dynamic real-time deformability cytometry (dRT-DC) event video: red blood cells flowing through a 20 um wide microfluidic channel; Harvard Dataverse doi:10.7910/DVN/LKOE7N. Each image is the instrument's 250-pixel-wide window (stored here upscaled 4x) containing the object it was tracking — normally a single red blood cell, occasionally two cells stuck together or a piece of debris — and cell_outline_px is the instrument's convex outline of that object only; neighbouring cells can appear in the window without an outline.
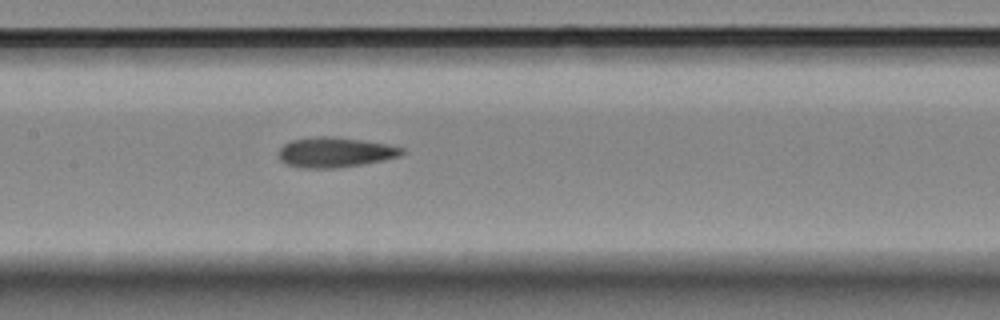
{"species": "Egyptian fruit bat (a non-hibernating species)", "species_latin": "Rousettus aegyptiacus", "temperature_condition": "room temperature", "stored_images_in_passage": 7, "camera_frame_rate_fps": 3000, "um_per_image_px": 0.085, "animal": {"sex": "female"}, "frame": {"image": 1, "passage_image": 7, "time_ms": 8.0, "image_size_px": [1000, 320], "cell_outline_px": [[408, 152], [400, 156], [384, 160], [340, 168], [300, 168], [284, 164], [280, 160], [280, 148], [284, 144], [292, 140], [316, 136], [328, 136], [360, 140], [384, 144], [404, 148]], "centroid_in_image_um": [28.48, 12.96], "position_along_channel_um": 178.9, "area_um2": 21.62}}